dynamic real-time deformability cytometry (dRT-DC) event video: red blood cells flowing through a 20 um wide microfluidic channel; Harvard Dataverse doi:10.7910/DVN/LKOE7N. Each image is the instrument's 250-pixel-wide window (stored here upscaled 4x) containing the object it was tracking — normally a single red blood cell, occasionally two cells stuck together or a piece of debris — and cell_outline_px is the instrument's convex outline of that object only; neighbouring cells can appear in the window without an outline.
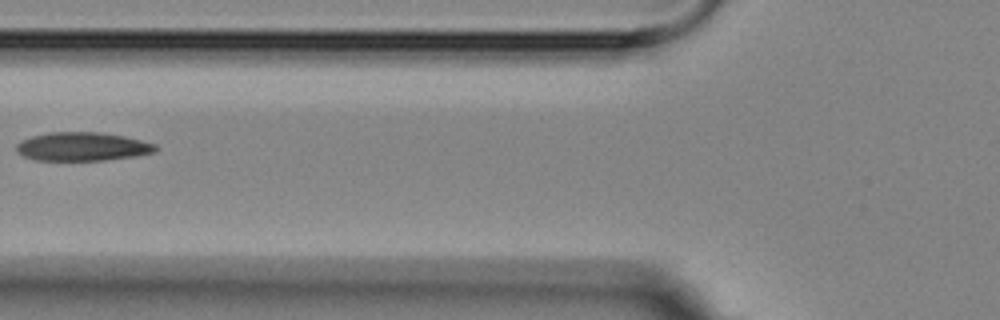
{"species": "Egyptian fruit bat (a non-hibernating species)", "species_latin": "Rousettus aegyptiacus", "temperature_condition": "room temperature", "stored_images_in_passage": 5, "camera_frame_rate_fps": 3000, "um_per_image_px": 0.085, "animal": {"sex": "female"}, "frame": {"image": 1, "passage_image": 4, "time_ms": 3.667, "image_size_px": [1000, 320], "cell_outline_px": [[156, 152], [136, 156], [104, 160], [32, 160], [16, 152], [16, 144], [20, 140], [32, 136], [48, 132], [100, 132], [124, 136], [156, 144]], "centroid_in_image_um": [6.97, 12.46], "position_along_channel_um": 118.8, "area_um2": 23.29}}
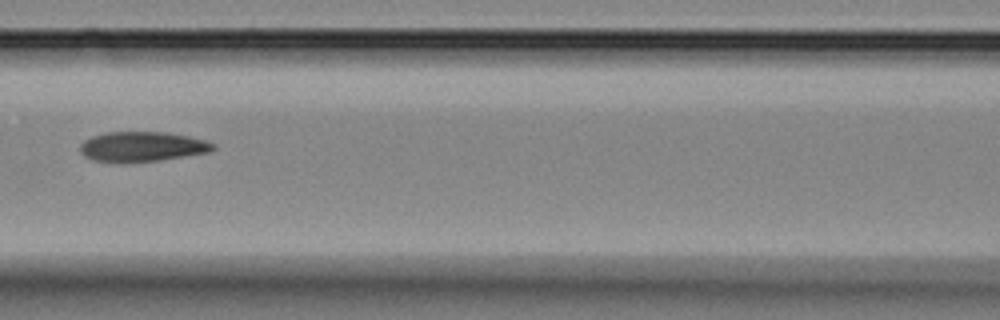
{"frame": {"image": 2, "passage_image": 5, "time_ms": 4.667, "image_size_px": [1000, 320], "cell_outline_px": [[216, 148], [208, 152], [160, 160], [124, 164], [120, 164], [92, 160], [84, 156], [80, 152], [80, 144], [84, 140], [92, 136], [104, 132], [164, 132], [188, 136], [204, 140], [216, 144]], "centroid_in_image_um": [12.03, 12.48], "position_along_channel_um": 154.6, "area_um2": 23.58}}